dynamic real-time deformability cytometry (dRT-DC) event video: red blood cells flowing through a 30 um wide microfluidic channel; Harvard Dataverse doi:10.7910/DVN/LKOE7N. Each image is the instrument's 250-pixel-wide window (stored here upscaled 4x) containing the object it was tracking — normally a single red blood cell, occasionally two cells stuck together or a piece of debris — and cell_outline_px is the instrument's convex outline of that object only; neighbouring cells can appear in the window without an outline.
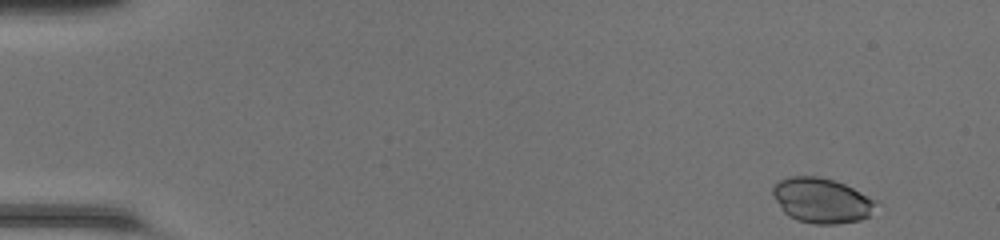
{"species": "common noctule bat (a hibernating species)", "species_latin": "Nyctalus noctula", "temperature_condition": "room temperature", "stored_images_in_passage": 46, "camera_frame_rate_fps": 3000, "um_per_image_px": 0.085, "animal": {"sex": "female", "body_mass_g": 20.0, "forearm_length_mm": 54.0}, "frame": {"image": 1, "passage_image": 1, "time_ms": 0.0, "image_size_px": [1000, 240], "cell_outline_px": [[880, 204], [868, 216], [860, 220], [836, 224], [816, 224], [796, 220], [788, 216], [784, 212], [776, 200], [772, 192], [772, 188], [780, 180], [788, 176], [820, 176], [844, 184], [860, 192]], "centroid_in_image_um": [69.83, 17.04], "position_along_channel_um": 15.2, "area_um2": 26.93}}
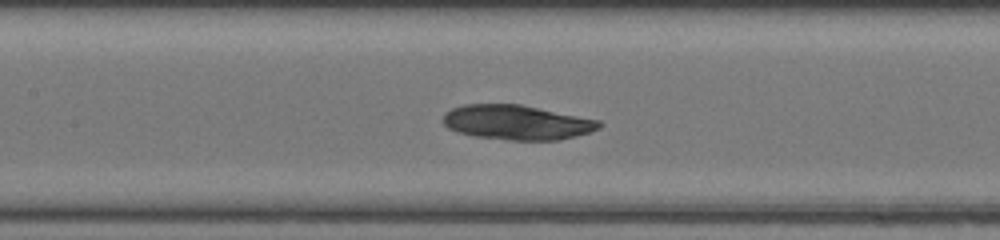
{"frame": {"image": 2, "passage_image": 21, "time_ms": 6.667, "image_size_px": [1000, 240], "cell_outline_px": [[604, 124], [600, 128], [588, 132], [556, 140], [512, 140], [476, 136], [460, 132], [448, 128], [444, 124], [444, 112], [452, 108], [464, 104], [520, 104], [600, 120]], "centroid_in_image_um": [43.94, 10.39], "position_along_channel_um": 163.5, "area_um2": 31.27}}
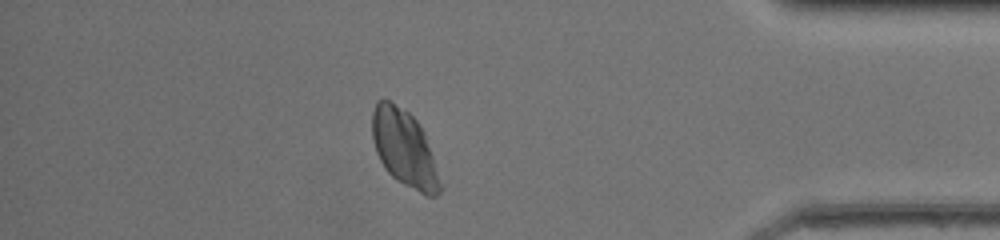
{"frame": {"image": 3, "passage_image": 40, "time_ms": 13.0, "image_size_px": [1000, 240], "cell_outline_px": [[444, 188], [436, 196], [424, 196], [396, 180], [384, 168], [376, 152], [372, 136], [372, 112], [376, 100], [388, 100], [408, 112], [416, 120], [424, 132], [444, 184]], "centroid_in_image_um": [34.41, 12.67], "position_along_channel_um": 400.8, "area_um2": 30.75}}